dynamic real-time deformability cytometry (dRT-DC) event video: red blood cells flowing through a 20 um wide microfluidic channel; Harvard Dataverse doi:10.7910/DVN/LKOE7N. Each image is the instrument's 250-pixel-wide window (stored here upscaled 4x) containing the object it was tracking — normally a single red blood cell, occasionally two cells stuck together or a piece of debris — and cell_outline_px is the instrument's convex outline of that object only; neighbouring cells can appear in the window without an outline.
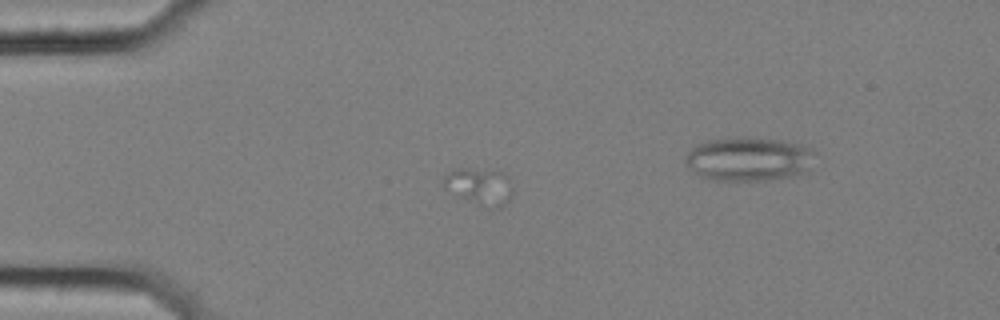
{"species": "common noctule bat (a hibernating species)", "species_latin": "Nyctalus noctula", "temperature_condition": "cold", "stored_images_in_passage": 14, "camera_frame_rate_fps": 3000, "um_per_image_px": 0.085, "animal": {"sex": "female", "body_mass_g": 25.1}, "frame": {"image": 1, "passage_image": 10, "time_ms": 3.0, "image_size_px": [1000, 320], "cell_outline_px": [[512, 196], [500, 208], [488, 208], [460, 196], [444, 188], [444, 176], [460, 168], [468, 168], [504, 172], [508, 176], [512, 188]], "centroid_in_image_um": [40.82, 15.84], "position_along_channel_um": 44.2, "area_um2": 14.51}}